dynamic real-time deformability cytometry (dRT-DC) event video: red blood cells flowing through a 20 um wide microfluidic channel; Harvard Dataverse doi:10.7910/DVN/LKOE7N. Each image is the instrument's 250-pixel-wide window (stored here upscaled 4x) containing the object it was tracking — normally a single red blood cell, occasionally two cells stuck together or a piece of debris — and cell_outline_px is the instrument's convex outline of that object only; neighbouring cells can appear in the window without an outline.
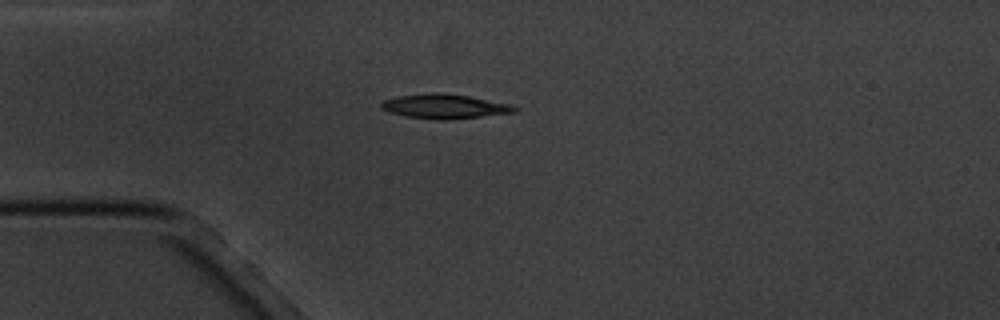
{"species": "common noctule bat (a hibernating species)", "species_latin": "Nyctalus noctula", "temperature_condition": "cold", "stored_images_in_passage": 2, "camera_frame_rate_fps": 3000, "um_per_image_px": 0.085, "animal": {"sex": "male", "body_mass_g": 20.1, "forearm_length_mm": 53.5}, "frame": {"image": 1, "passage_image": 1, "time_ms": 0.0, "image_size_px": [1000, 320], "cell_outline_px": [[520, 108], [516, 112], [448, 120], [436, 120], [404, 116], [388, 112], [380, 108], [380, 104], [384, 100], [396, 96], [432, 92], [440, 92], [468, 96], [512, 104]], "centroid_in_image_um": [37.78, 9.04], "position_along_channel_um": 47.2, "area_um2": 19.25}}